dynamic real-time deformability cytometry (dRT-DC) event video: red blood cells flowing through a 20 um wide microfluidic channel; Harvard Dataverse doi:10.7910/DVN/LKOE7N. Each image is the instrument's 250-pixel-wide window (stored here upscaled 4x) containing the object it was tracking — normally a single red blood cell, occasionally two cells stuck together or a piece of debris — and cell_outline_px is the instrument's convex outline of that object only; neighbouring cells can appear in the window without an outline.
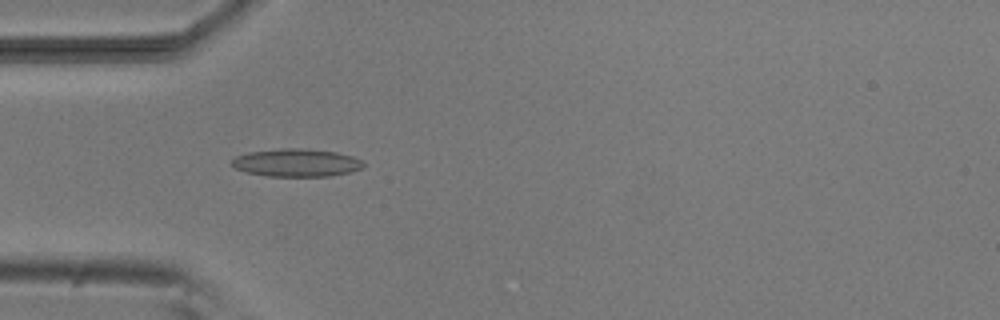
{"species": "common noctule bat (a hibernating species)", "species_latin": "Nyctalus noctula", "temperature_condition": "room temperature", "stored_images_in_passage": 6, "camera_frame_rate_fps": 3000, "um_per_image_px": 0.085, "animal": {"sex": "male", "body_mass_g": 20.5, "forearm_length_mm": 52.5}, "frame": {"image": 1, "passage_image": 5, "time_ms": 4.333, "image_size_px": [1000, 320], "cell_outline_px": [[364, 168], [352, 172], [328, 176], [268, 176], [248, 172], [236, 168], [232, 164], [232, 160], [236, 156], [248, 152], [280, 148], [308, 148], [336, 152], [352, 156], [360, 160], [364, 164]], "centroid_in_image_um": [25.23, 13.82], "position_along_channel_um": 59.8, "area_um2": 21.39}}
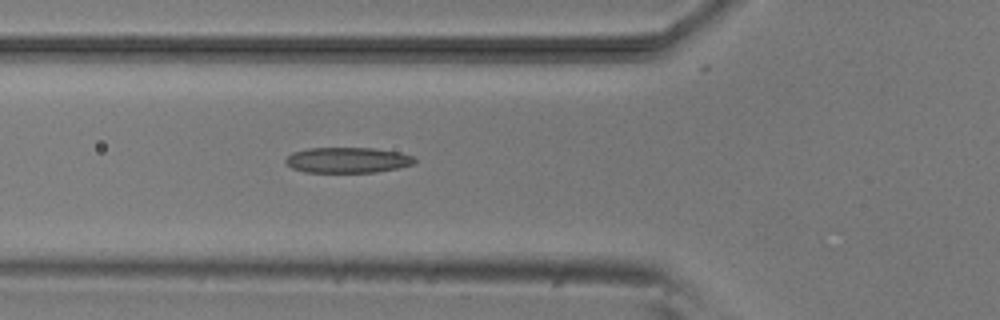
{"frame": {"image": 2, "passage_image": 6, "time_ms": 5.333, "image_size_px": [1000, 320], "cell_outline_px": [[416, 160], [412, 164], [396, 168], [376, 172], [304, 172], [292, 168], [284, 160], [292, 152], [308, 148], [372, 148], [400, 152], [412, 156]], "centroid_in_image_um": [29.51, 13.6], "position_along_channel_um": 96.3, "area_um2": 19.07}}